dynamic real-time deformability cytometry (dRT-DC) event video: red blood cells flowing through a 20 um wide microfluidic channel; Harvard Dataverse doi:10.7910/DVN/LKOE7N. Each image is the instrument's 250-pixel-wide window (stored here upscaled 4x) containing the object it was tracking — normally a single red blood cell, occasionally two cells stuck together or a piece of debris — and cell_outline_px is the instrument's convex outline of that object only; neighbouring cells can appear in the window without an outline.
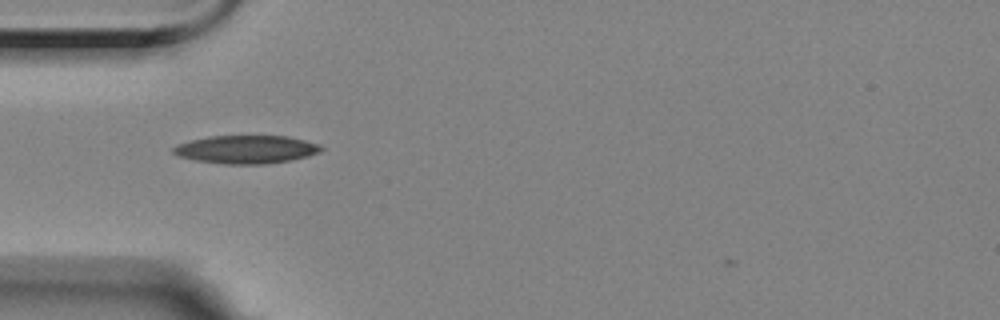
{"species": "Egyptian fruit bat (a non-hibernating species)", "species_latin": "Rousettus aegyptiacus", "temperature_condition": "room temperature", "stored_images_in_passage": 42, "camera_frame_rate_fps": 3000, "um_per_image_px": 0.085, "animal": {"sex": "female"}, "frame": {"image": 1, "passage_image": 3, "time_ms": 0.667, "image_size_px": [1000, 320], "cell_outline_px": [[324, 148], [320, 152], [308, 156], [292, 160], [264, 164], [224, 164], [196, 160], [180, 156], [172, 152], [172, 148], [176, 144], [208, 136], [288, 136], [320, 144]], "centroid_in_image_um": [20.95, 12.7], "position_along_channel_um": 64.0, "area_um2": 24.28}}
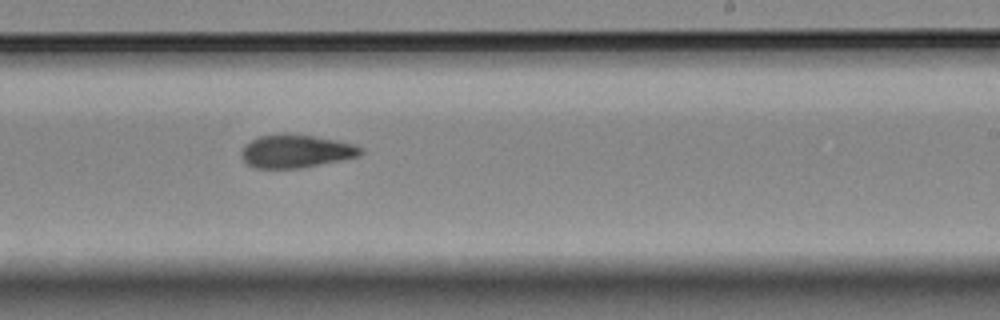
{"frame": {"image": 2, "passage_image": 20, "time_ms": 6.333, "image_size_px": [1000, 320], "cell_outline_px": [[364, 152], [360, 156], [300, 168], [256, 168], [248, 164], [240, 156], [240, 152], [244, 144], [260, 136], [312, 136], [336, 140], [356, 144], [364, 148]], "centroid_in_image_um": [25.19, 12.88], "position_along_channel_um": 263.8, "area_um2": 22.48}}
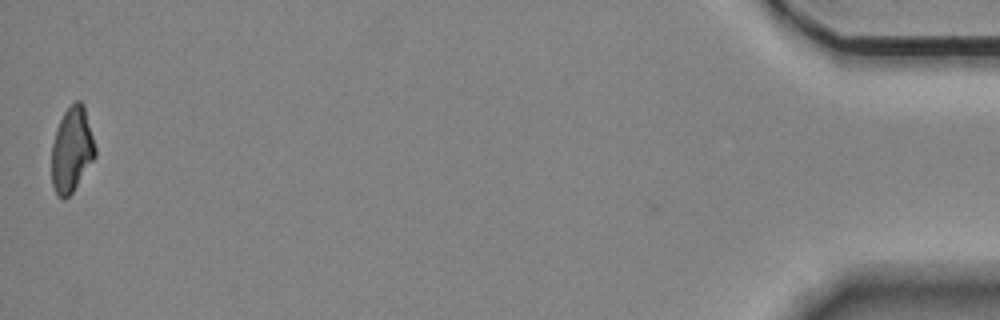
{"frame": {"image": 3, "passage_image": 42, "time_ms": 13.667, "image_size_px": [1000, 320], "cell_outline_px": [[96, 156], [72, 192], [64, 200], [56, 192], [52, 184], [52, 144], [56, 128], [64, 112], [76, 100], [80, 100], [84, 104], [96, 148]], "centroid_in_image_um": [6.11, 12.7], "position_along_channel_um": 429.1, "area_um2": 21.44}, "authors_computed_cell_mechanics": {"area_um2": 23.0333, "velocity_mm_per_s": 3.5242, "shape_relaxation_time_tau1_ms": 9.2659, "shape_relaxation_time_tau2_ms": 5.0368, "deformation_change_tau1": 0.2141, "deformation_change_tau2": 0.1268}}